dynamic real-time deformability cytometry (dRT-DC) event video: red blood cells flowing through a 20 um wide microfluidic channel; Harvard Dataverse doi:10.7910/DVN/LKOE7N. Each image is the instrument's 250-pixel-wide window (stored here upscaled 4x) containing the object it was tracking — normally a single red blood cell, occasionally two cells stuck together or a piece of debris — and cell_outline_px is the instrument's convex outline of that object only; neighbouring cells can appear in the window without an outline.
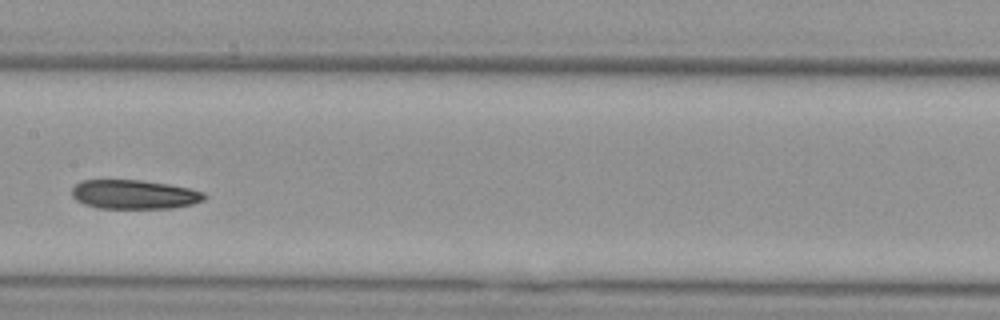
{"species": "Egyptian fruit bat (a non-hibernating species)", "species_latin": "Rousettus aegyptiacus", "temperature_condition": "cold", "stored_images_in_passage": 9, "camera_frame_rate_fps": 3000, "um_per_image_px": 0.085, "animal": {"sex": "female"}, "frame": {"image": 1, "passage_image": 6, "time_ms": 7.333, "image_size_px": [1000, 320], "cell_outline_px": [[208, 196], [204, 200], [192, 204], [172, 208], [96, 208], [84, 204], [76, 200], [72, 196], [72, 188], [80, 180], [140, 180], [168, 184], [188, 188], [204, 192]], "centroid_in_image_um": [11.4, 16.53], "position_along_channel_um": 196.0, "area_um2": 22.54}}
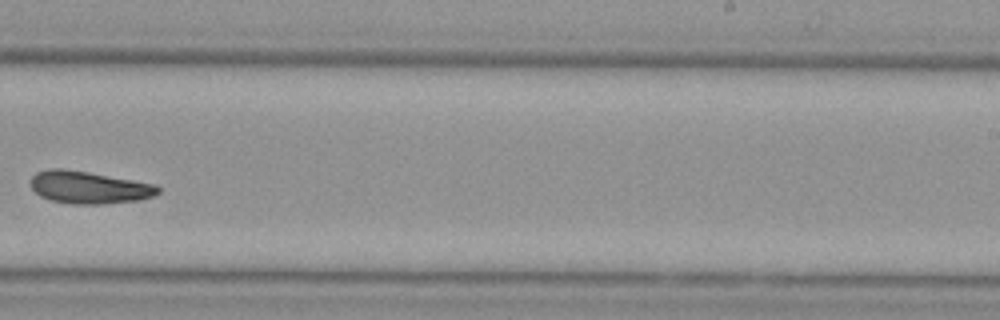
{"frame": {"image": 2, "passage_image": 8, "time_ms": 9.667, "image_size_px": [1000, 320], "cell_outline_px": [[160, 192], [152, 196], [140, 200], [100, 204], [72, 204], [52, 200], [40, 196], [28, 184], [32, 176], [36, 172], [48, 168], [60, 168], [88, 172], [156, 184], [160, 188]], "centroid_in_image_um": [7.54, 15.92], "position_along_channel_um": 281.5, "area_um2": 24.1}}
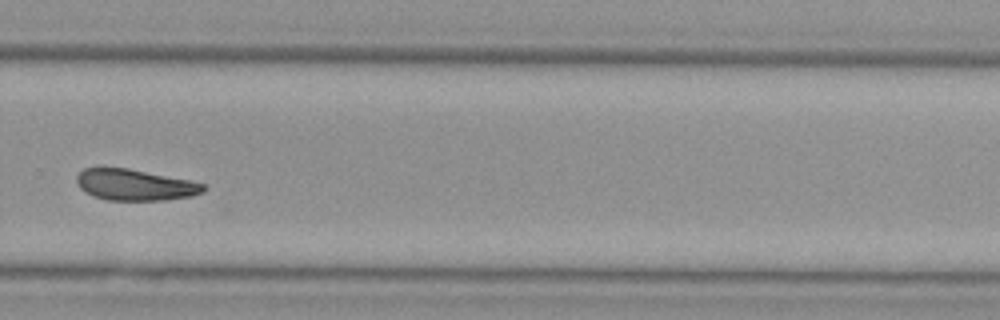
{"frame": {"image": 3, "passage_image": 9, "time_ms": 10.667, "image_size_px": [1000, 320], "cell_outline_px": [[208, 188], [204, 192], [192, 196], [164, 200], [108, 200], [92, 196], [80, 188], [76, 180], [76, 176], [84, 168], [100, 164], [128, 168], [188, 180], [204, 184]], "centroid_in_image_um": [11.41, 15.68], "position_along_channel_um": 318.4, "area_um2": 23.58}}